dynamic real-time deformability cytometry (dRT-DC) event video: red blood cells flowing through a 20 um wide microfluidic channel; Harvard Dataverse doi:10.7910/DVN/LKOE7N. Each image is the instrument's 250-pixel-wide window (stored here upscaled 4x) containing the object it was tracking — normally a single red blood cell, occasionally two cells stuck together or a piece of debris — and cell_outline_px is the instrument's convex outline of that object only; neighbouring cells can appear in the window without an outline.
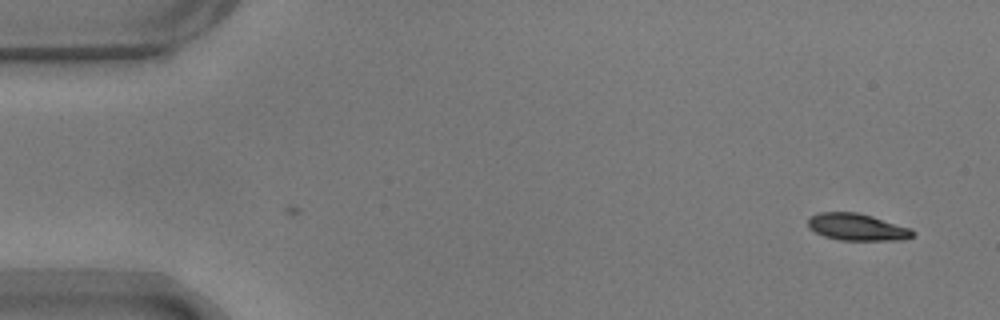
{"species": "common noctule bat (a hibernating species)", "species_latin": "Nyctalus noctula", "temperature_condition": "warm", "stored_images_in_passage": 8, "camera_frame_rate_fps": 3000, "um_per_image_px": 0.085, "animal": {"sex": "male", "body_mass_g": 17.9}, "frame": {"image": 1, "passage_image": 8, "time_ms": 2.333, "image_size_px": [1000, 320], "cell_outline_px": [[916, 232], [912, 236], [904, 240], [840, 240], [824, 236], [808, 228], [808, 216], [820, 212], [856, 212], [872, 216], [912, 228]], "centroid_in_image_um": [72.86, 19.3], "position_along_channel_um": 12.1, "area_um2": 16.59}}